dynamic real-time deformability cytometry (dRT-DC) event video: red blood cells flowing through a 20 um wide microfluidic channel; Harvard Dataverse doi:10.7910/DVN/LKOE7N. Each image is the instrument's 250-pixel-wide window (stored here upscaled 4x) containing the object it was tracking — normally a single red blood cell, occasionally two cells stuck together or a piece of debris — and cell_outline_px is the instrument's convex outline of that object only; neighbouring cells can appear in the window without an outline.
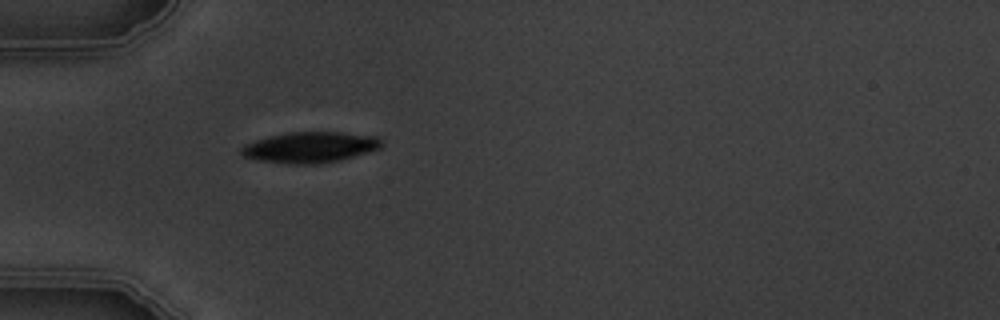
{"species": "common noctule bat (a hibernating species)", "species_latin": "Nyctalus noctula", "temperature_condition": "warm", "stored_images_in_passage": 1, "camera_frame_rate_fps": 3000, "um_per_image_px": 0.085, "animal": {"sex": "male", "body_mass_g": 19.5, "forearm_length_mm": 54.6}, "frame": {"image": 1, "passage_image": 1, "time_ms": 0.0, "image_size_px": [1000, 320], "cell_outline_px": [[380, 148], [340, 160], [320, 164], [288, 164], [256, 160], [244, 156], [240, 152], [240, 148], [244, 144], [268, 136], [288, 132], [340, 132], [376, 136], [380, 140]], "centroid_in_image_um": [26.3, 12.52], "position_along_channel_um": 58.7, "area_um2": 25.14}}